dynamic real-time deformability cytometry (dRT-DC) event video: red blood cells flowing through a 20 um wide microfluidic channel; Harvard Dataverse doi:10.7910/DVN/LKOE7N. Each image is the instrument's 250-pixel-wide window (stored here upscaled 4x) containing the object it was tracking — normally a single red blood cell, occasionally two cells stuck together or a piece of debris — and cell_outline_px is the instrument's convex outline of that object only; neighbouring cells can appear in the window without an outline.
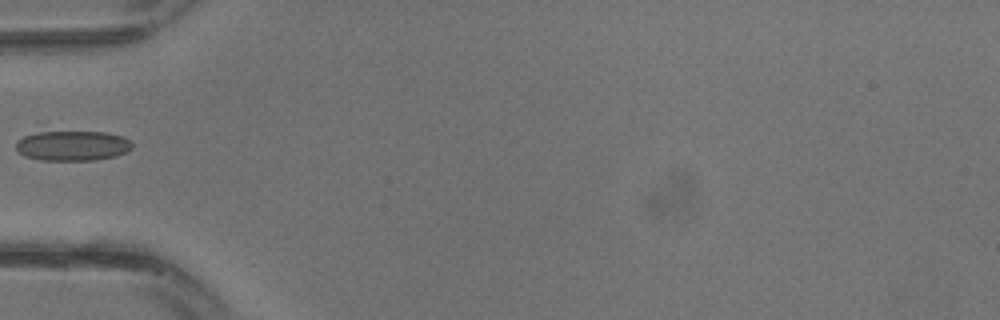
{"species": "common noctule bat (a hibernating species)", "species_latin": "Nyctalus noctula", "temperature_condition": "warm", "stored_images_in_passage": 11, "camera_frame_rate_fps": 3000, "um_per_image_px": 0.085, "animal": {"sex": "male", "body_mass_g": 13.3}, "frame": {"image": 1, "passage_image": 1, "time_ms": 0.0, "image_size_px": [1000, 320], "cell_outline_px": [[132, 148], [128, 152], [116, 156], [96, 160], [40, 160], [24, 156], [16, 152], [16, 140], [24, 136], [36, 132], [108, 132], [124, 136], [132, 144]], "centroid_in_image_um": [6.16, 12.39], "position_along_channel_um": 78.8, "area_um2": 20.58}}
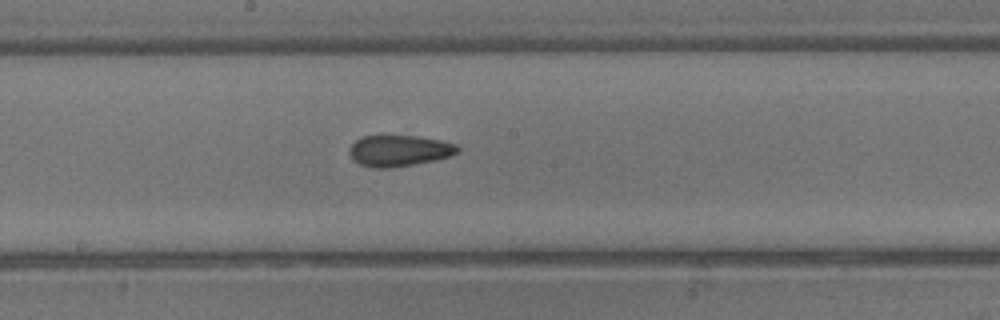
{"frame": {"image": 2, "passage_image": 7, "time_ms": 2.0, "image_size_px": [1000, 320], "cell_outline_px": [[460, 148], [452, 156], [436, 160], [388, 168], [376, 168], [360, 164], [352, 160], [348, 152], [348, 148], [356, 140], [364, 136], [416, 136], [440, 140], [456, 144]], "centroid_in_image_um": [33.91, 12.81], "position_along_channel_um": 214.3, "area_um2": 19.59}}
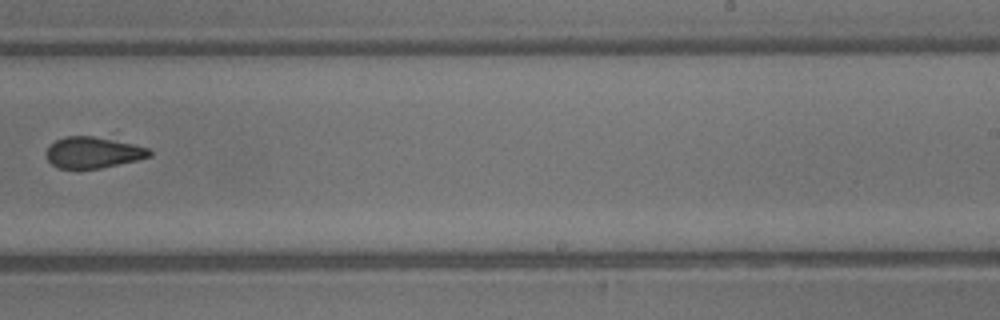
{"frame": {"image": 3, "passage_image": 10, "time_ms": 3.0, "image_size_px": [1000, 320], "cell_outline_px": [[152, 156], [140, 160], [100, 168], [56, 168], [48, 160], [44, 152], [56, 140], [64, 136], [92, 136], [132, 144], [148, 148], [152, 152]], "centroid_in_image_um": [7.91, 12.97], "position_along_channel_um": 281.1, "area_um2": 18.67}}